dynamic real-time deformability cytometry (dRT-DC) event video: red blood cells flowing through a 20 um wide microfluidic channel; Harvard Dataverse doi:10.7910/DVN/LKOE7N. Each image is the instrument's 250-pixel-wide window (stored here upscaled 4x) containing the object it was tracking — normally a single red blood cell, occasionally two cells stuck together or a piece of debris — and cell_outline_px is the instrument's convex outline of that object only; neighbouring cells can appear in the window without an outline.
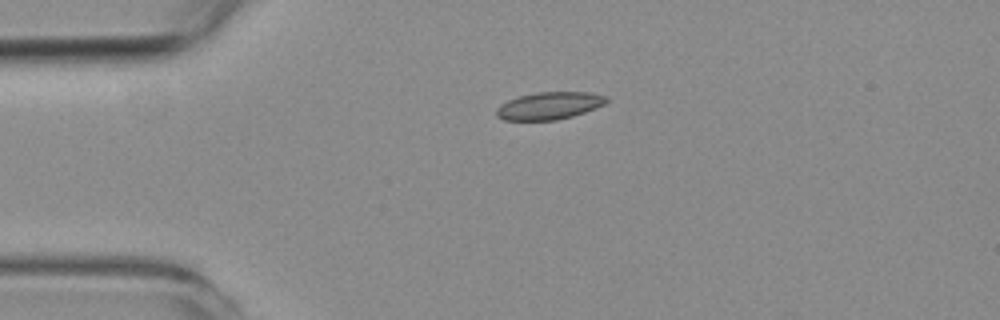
{"species": "common noctule bat (a hibernating species)", "species_latin": "Nyctalus noctula", "temperature_condition": "room temperature", "stored_images_in_passage": 37, "camera_frame_rate_fps": 3000, "um_per_image_px": 0.085, "animal": {"sex": "female", "body_mass_g": 19.3, "forearm_length_mm": 54.1}, "frame": {"image": 1, "passage_image": 1, "time_ms": 0.0, "image_size_px": [1000, 320], "cell_outline_px": [[608, 100], [604, 104], [584, 112], [572, 116], [556, 120], [504, 120], [496, 116], [496, 108], [500, 104], [508, 100], [520, 96], [536, 92], [588, 92], [608, 96]], "centroid_in_image_um": [46.67, 8.98], "position_along_channel_um": 38.3, "area_um2": 17.51}}
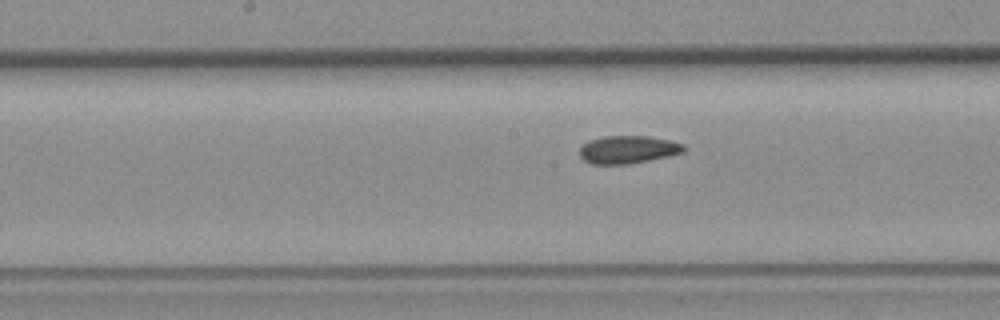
{"frame": {"image": 2, "passage_image": 16, "time_ms": 5.0, "image_size_px": [1000, 320], "cell_outline_px": [[688, 148], [684, 152], [668, 156], [628, 164], [592, 164], [584, 160], [580, 156], [580, 148], [588, 140], [604, 136], [648, 136], [668, 140], [684, 144]], "centroid_in_image_um": [53.39, 12.71], "position_along_channel_um": 194.8, "area_um2": 16.88}}
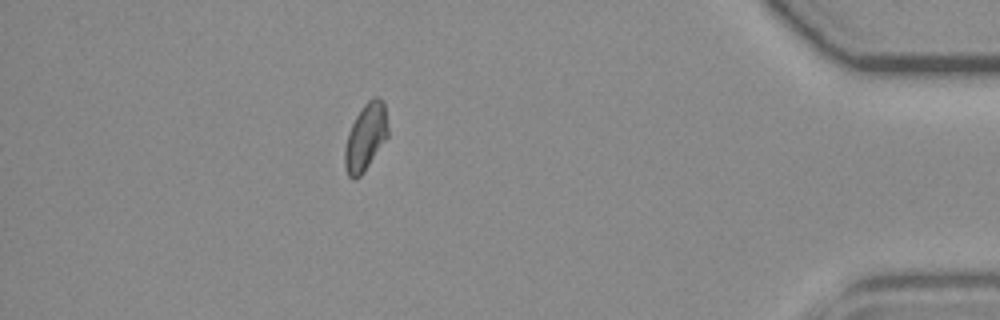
{"frame": {"image": 3, "passage_image": 37, "time_ms": 12.0, "image_size_px": [1000, 320], "cell_outline_px": [[388, 136], [364, 172], [356, 180], [352, 180], [348, 176], [344, 168], [344, 148], [348, 132], [356, 116], [364, 104], [372, 96], [380, 96], [384, 100], [388, 128]], "centroid_in_image_um": [31.07, 11.65], "position_along_channel_um": 404.1, "area_um2": 17.17}, "authors_computed_cell_mechanics": {"area_um2": 16.8776, "velocity_mm_per_s": 3.721, "shape_relaxation_time_tau1_ms": 9.9131, "shape_relaxation_time_tau2_ms": 3.1956, "deformation_change_tau1": 0.1519, "deformation_change_tau2": 0.0788}}